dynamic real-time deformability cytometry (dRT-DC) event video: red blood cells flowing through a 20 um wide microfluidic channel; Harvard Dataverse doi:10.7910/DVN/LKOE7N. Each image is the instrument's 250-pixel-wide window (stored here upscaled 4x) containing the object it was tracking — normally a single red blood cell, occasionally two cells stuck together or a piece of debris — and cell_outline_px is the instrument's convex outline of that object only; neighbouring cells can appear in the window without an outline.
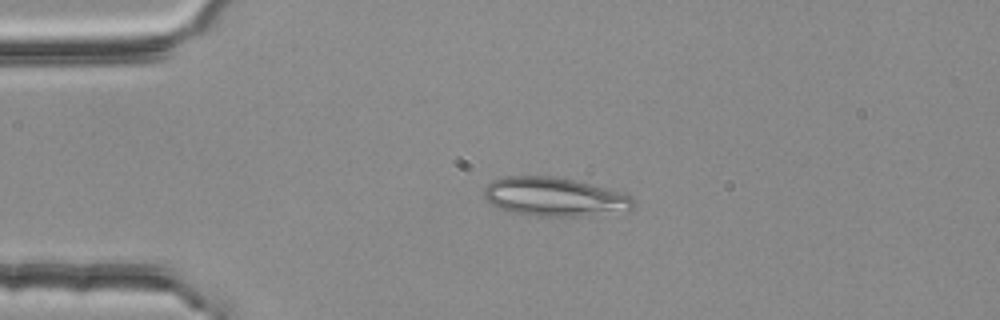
{"species": "common noctule bat (a hibernating species)", "species_latin": "Nyctalus noctula", "temperature_condition": "room temperature", "stored_images_in_passage": 46, "camera_frame_rate_fps": 3000, "um_per_image_px": 0.085, "animal": {"sex": "female", "body_mass_g": 25.1}, "frame": {"image": 1, "passage_image": 5, "time_ms": 1.333, "image_size_px": [1000, 320], "cell_outline_px": [[636, 204], [628, 212], [580, 216], [536, 216], [512, 212], [500, 208], [492, 204], [484, 196], [484, 188], [492, 180], [504, 176], [552, 176], [572, 180], [628, 192], [636, 200]], "centroid_in_image_um": [47.23, 16.74], "position_along_channel_um": 37.8, "area_um2": 34.28}}
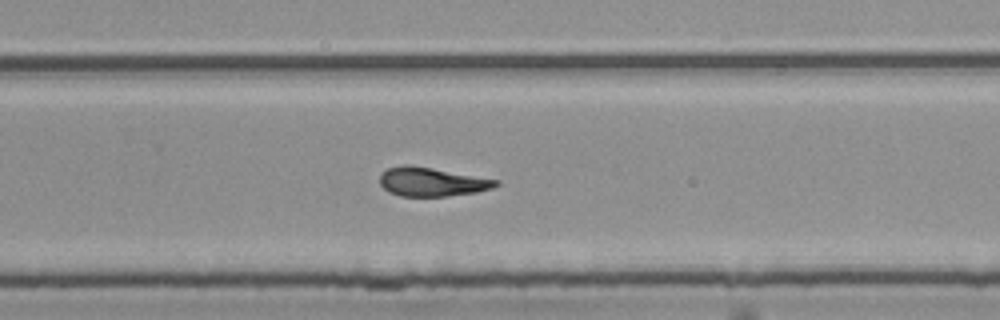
{"frame": {"image": 2, "passage_image": 28, "time_ms": 9.0, "image_size_px": [1000, 320], "cell_outline_px": [[500, 184], [492, 188], [476, 192], [448, 196], [400, 196], [388, 192], [380, 184], [380, 176], [388, 168], [404, 164], [432, 168], [500, 180]], "centroid_in_image_um": [36.71, 15.46], "position_along_channel_um": 293.1, "area_um2": 19.42}}
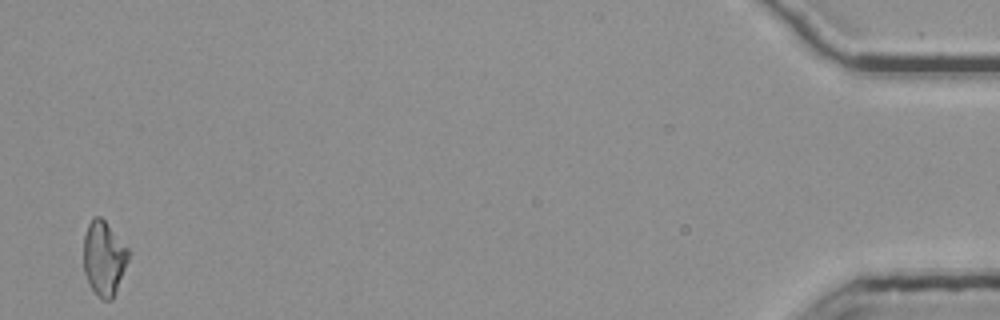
{"frame": {"image": 3, "passage_image": 46, "time_ms": 15.0, "image_size_px": [1000, 320], "cell_outline_px": [[128, 260], [116, 292], [112, 300], [100, 300], [88, 284], [84, 272], [84, 232], [88, 224], [96, 216], [100, 216], [104, 220], [128, 248]], "centroid_in_image_um": [8.81, 21.99], "position_along_channel_um": 426.4, "area_um2": 19.42}, "authors_computed_cell_mechanics": {"area_um2": 19.941, "velocity_mm_per_s": 3.7778, "shape_relaxation_time_tau1_ms": 10.0215, "shape_relaxation_time_tau2_ms": 3.73, "deformation_change_tau1": 0.2479, "deformation_change_tau2": 0.1219}}